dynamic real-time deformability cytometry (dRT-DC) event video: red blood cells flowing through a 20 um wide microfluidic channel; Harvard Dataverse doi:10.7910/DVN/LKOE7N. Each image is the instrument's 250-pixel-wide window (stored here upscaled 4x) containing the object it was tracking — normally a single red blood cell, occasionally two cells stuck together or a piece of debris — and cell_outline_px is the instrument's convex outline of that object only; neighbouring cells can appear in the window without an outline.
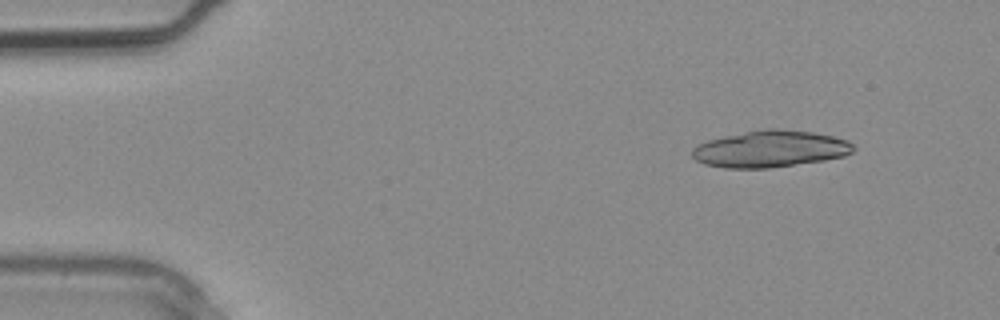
{"species": "common noctule bat (a hibernating species)", "species_latin": "Nyctalus noctula", "temperature_condition": "warm", "stored_images_in_passage": 3, "segment_of_instrument_passage": [2, 2], "camera_frame_rate_fps": 3000, "um_per_image_px": 0.085, "animal": {"sex": "male", "body_mass_g": 20.4}, "frame": {"image": 1, "passage_image": 3, "time_ms": 0.667, "image_size_px": [1000, 320], "cell_outline_px": [[856, 148], [852, 152], [844, 156], [824, 160], [768, 168], [724, 168], [704, 164], [696, 160], [692, 156], [692, 148], [708, 140], [724, 136], [764, 128], [780, 128], [812, 132], [832, 136], [848, 140]], "centroid_in_image_um": [65.47, 12.65], "position_along_channel_um": 19.5, "area_um2": 34.51}}